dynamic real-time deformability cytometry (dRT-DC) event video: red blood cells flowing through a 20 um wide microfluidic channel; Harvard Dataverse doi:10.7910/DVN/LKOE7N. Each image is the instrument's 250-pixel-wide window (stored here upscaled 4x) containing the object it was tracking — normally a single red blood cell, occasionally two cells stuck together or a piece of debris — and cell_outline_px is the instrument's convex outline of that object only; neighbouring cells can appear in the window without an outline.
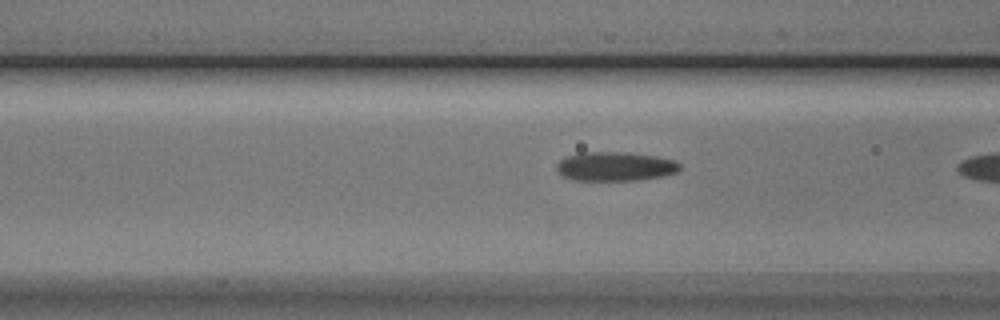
{"species": "Egyptian fruit bat (a non-hibernating species)", "species_latin": "Rousettus aegyptiacus", "temperature_condition": "cold", "stored_images_in_passage": 8, "camera_frame_rate_fps": 3000, "um_per_image_px": 0.085, "animal": {"sex": "male"}, "frame": {"image": 1, "passage_image": 7, "time_ms": 2.0, "image_size_px": [1000, 320], "cell_outline_px": [[680, 168], [676, 172], [660, 176], [636, 180], [572, 180], [564, 176], [556, 168], [556, 164], [564, 156], [580, 152], [628, 152], [656, 156], [676, 160], [680, 164]], "centroid_in_image_um": [52.27, 14.13], "position_along_channel_um": 114.3, "area_um2": 20.92}}